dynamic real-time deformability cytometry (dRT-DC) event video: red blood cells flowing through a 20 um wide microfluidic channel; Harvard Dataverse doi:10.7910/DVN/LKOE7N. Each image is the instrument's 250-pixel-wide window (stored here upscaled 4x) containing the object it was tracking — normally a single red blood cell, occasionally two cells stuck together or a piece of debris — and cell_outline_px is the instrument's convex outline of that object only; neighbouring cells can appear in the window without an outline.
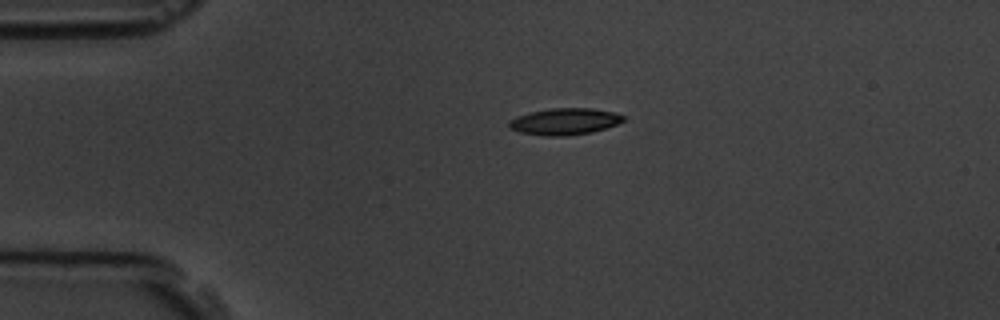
{"species": "common noctule bat (a hibernating species)", "species_latin": "Nyctalus noctula", "temperature_condition": "room temperature", "stored_images_in_passage": 2, "camera_frame_rate_fps": 3000, "um_per_image_px": 0.085, "animal": {"sex": "male", "body_mass_g": 19.5, "forearm_length_mm": 54.6}, "frame": {"image": 1, "passage_image": 1, "time_ms": 0.0, "image_size_px": [1000, 320], "cell_outline_px": [[624, 120], [616, 124], [592, 132], [568, 136], [548, 136], [520, 132], [508, 128], [508, 120], [516, 116], [528, 112], [552, 108], [592, 108], [616, 112], [624, 116]], "centroid_in_image_um": [47.96, 10.32], "position_along_channel_um": 37.0, "area_um2": 17.86}}